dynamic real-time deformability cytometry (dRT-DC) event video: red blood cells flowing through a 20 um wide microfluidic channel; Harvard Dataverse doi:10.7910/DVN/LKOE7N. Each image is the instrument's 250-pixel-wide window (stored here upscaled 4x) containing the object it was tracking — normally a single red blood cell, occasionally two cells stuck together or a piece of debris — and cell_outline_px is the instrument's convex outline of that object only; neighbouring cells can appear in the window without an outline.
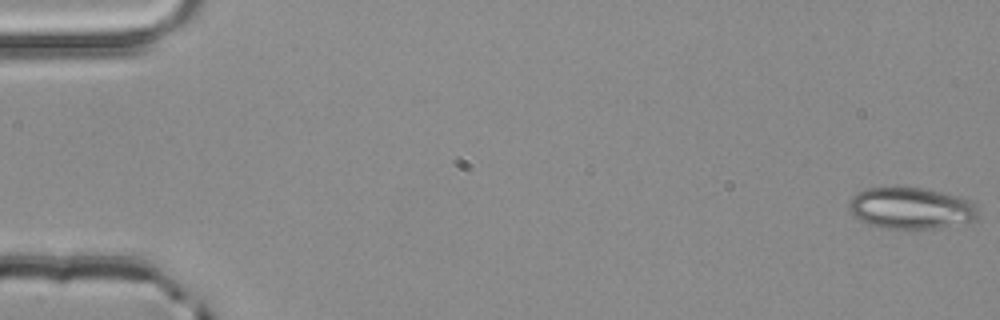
{"species": "common noctule bat (a hibernating species)", "species_latin": "Nyctalus noctula", "temperature_condition": "room temperature", "stored_images_in_passage": 4, "camera_frame_rate_fps": 3000, "um_per_image_px": 0.085, "animal": {"sex": "male", "body_mass_g": 20.4}, "frame": {"image": 1, "passage_image": 1, "time_ms": 0.0, "image_size_px": [1000, 320], "cell_outline_px": [[980, 216], [976, 220], [932, 228], [884, 228], [868, 224], [852, 216], [848, 208], [848, 204], [852, 196], [856, 192], [864, 188], [920, 188], [940, 192], [956, 196], [968, 200], [976, 208]], "centroid_in_image_um": [77.36, 17.7], "position_along_channel_um": 7.6, "area_um2": 30.87}}